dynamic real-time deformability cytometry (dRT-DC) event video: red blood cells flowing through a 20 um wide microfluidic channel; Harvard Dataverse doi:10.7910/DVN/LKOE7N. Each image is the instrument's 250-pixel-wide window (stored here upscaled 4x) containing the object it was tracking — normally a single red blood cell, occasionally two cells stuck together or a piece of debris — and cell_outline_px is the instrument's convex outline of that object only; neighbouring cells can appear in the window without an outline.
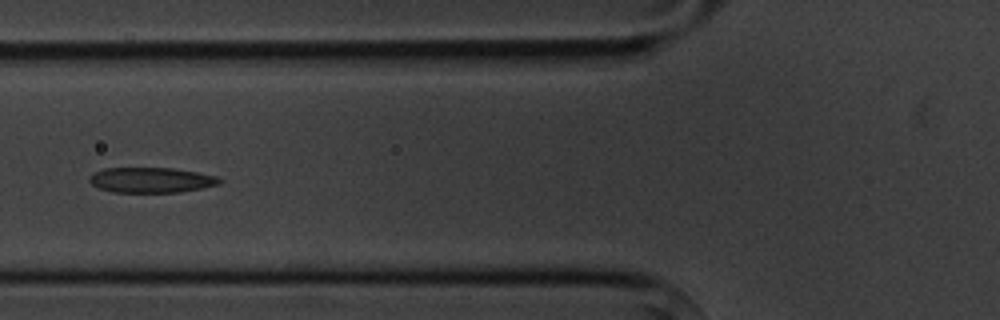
{"species": "common noctule bat (a hibernating species)", "species_latin": "Nyctalus noctula", "temperature_condition": "cold", "stored_images_in_passage": 6, "camera_frame_rate_fps": 3000, "um_per_image_px": 0.085, "animal": {"sex": "male", "body_mass_g": 20.1, "forearm_length_mm": 53.5}, "frame": {"image": 1, "passage_image": 6, "time_ms": 6.333, "image_size_px": [1000, 320], "cell_outline_px": [[224, 180], [220, 184], [180, 192], [112, 192], [100, 188], [92, 184], [88, 180], [88, 176], [92, 172], [104, 168], [172, 168], [196, 172], [216, 176]], "centroid_in_image_um": [12.82, 15.3], "position_along_channel_um": 113.0, "area_um2": 19.19}}